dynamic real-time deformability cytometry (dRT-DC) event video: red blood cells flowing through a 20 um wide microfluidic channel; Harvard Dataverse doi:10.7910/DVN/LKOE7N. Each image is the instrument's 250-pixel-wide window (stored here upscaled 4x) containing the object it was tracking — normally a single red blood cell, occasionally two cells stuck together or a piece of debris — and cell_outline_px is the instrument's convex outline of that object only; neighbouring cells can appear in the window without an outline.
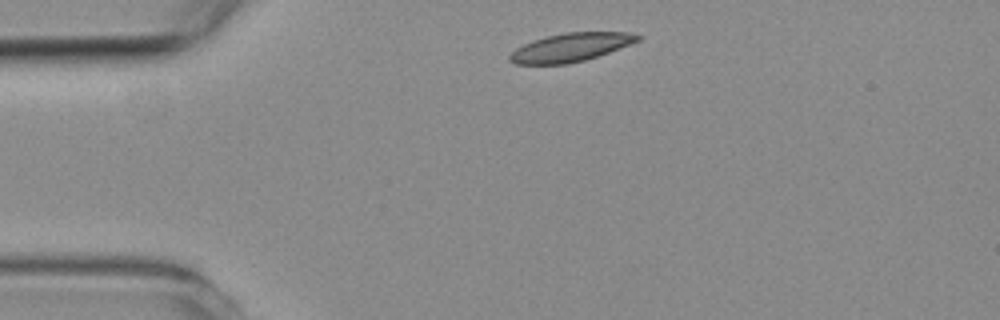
{"species": "common noctule bat (a hibernating species)", "species_latin": "Nyctalus noctula", "temperature_condition": "room temperature", "stored_images_in_passage": 2, "camera_frame_rate_fps": 3000, "um_per_image_px": 0.085, "animal": {"sex": "female", "body_mass_g": 19.3, "forearm_length_mm": 54.1}, "frame": {"image": 1, "passage_image": 1, "time_ms": 0.0, "image_size_px": [1000, 320], "cell_outline_px": [[644, 36], [640, 40], [608, 52], [584, 60], [568, 64], [516, 64], [508, 60], [508, 56], [516, 48], [532, 40], [564, 32], [628, 32]], "centroid_in_image_um": [48.49, 4.02], "position_along_channel_um": 36.5, "area_um2": 21.1}}